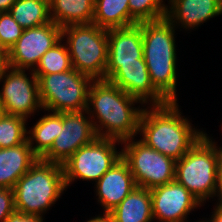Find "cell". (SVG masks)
I'll return each instance as SVG.
<instances>
[{
	"label": "cell",
	"instance_id": "cell-1",
	"mask_svg": "<svg viewBox=\"0 0 222 222\" xmlns=\"http://www.w3.org/2000/svg\"><path fill=\"white\" fill-rule=\"evenodd\" d=\"M135 103L141 102L110 81L93 80L88 92L87 111L97 136L121 142L137 136L143 109L133 107Z\"/></svg>",
	"mask_w": 222,
	"mask_h": 222
},
{
	"label": "cell",
	"instance_id": "cell-2",
	"mask_svg": "<svg viewBox=\"0 0 222 222\" xmlns=\"http://www.w3.org/2000/svg\"><path fill=\"white\" fill-rule=\"evenodd\" d=\"M178 106L177 101H168L163 105H153L149 110L145 108L139 121L141 141L175 161L180 160L205 134L181 116Z\"/></svg>",
	"mask_w": 222,
	"mask_h": 222
},
{
	"label": "cell",
	"instance_id": "cell-3",
	"mask_svg": "<svg viewBox=\"0 0 222 222\" xmlns=\"http://www.w3.org/2000/svg\"><path fill=\"white\" fill-rule=\"evenodd\" d=\"M175 27L165 17L142 22L143 58L154 88L167 100L177 101Z\"/></svg>",
	"mask_w": 222,
	"mask_h": 222
},
{
	"label": "cell",
	"instance_id": "cell-4",
	"mask_svg": "<svg viewBox=\"0 0 222 222\" xmlns=\"http://www.w3.org/2000/svg\"><path fill=\"white\" fill-rule=\"evenodd\" d=\"M66 188L63 166L38 158L13 187L15 210L42 216Z\"/></svg>",
	"mask_w": 222,
	"mask_h": 222
},
{
	"label": "cell",
	"instance_id": "cell-5",
	"mask_svg": "<svg viewBox=\"0 0 222 222\" xmlns=\"http://www.w3.org/2000/svg\"><path fill=\"white\" fill-rule=\"evenodd\" d=\"M219 148L205 133L175 165V181L185 186L200 202L219 195ZM217 193V195H216Z\"/></svg>",
	"mask_w": 222,
	"mask_h": 222
},
{
	"label": "cell",
	"instance_id": "cell-6",
	"mask_svg": "<svg viewBox=\"0 0 222 222\" xmlns=\"http://www.w3.org/2000/svg\"><path fill=\"white\" fill-rule=\"evenodd\" d=\"M64 38H67L72 68L93 80H105L108 61L107 29L93 23L69 25L62 28V39Z\"/></svg>",
	"mask_w": 222,
	"mask_h": 222
},
{
	"label": "cell",
	"instance_id": "cell-7",
	"mask_svg": "<svg viewBox=\"0 0 222 222\" xmlns=\"http://www.w3.org/2000/svg\"><path fill=\"white\" fill-rule=\"evenodd\" d=\"M38 80L42 109L48 112H81L87 110L91 77L74 68L69 71L35 75Z\"/></svg>",
	"mask_w": 222,
	"mask_h": 222
},
{
	"label": "cell",
	"instance_id": "cell-8",
	"mask_svg": "<svg viewBox=\"0 0 222 222\" xmlns=\"http://www.w3.org/2000/svg\"><path fill=\"white\" fill-rule=\"evenodd\" d=\"M121 144H124L122 158L127 162L137 186L152 189L174 181V159L148 147L140 139L134 141V137Z\"/></svg>",
	"mask_w": 222,
	"mask_h": 222
},
{
	"label": "cell",
	"instance_id": "cell-9",
	"mask_svg": "<svg viewBox=\"0 0 222 222\" xmlns=\"http://www.w3.org/2000/svg\"><path fill=\"white\" fill-rule=\"evenodd\" d=\"M117 142L122 143L97 137L92 143L80 147L62 164L66 187L75 179L96 183L122 157V152L117 151Z\"/></svg>",
	"mask_w": 222,
	"mask_h": 222
},
{
	"label": "cell",
	"instance_id": "cell-10",
	"mask_svg": "<svg viewBox=\"0 0 222 222\" xmlns=\"http://www.w3.org/2000/svg\"><path fill=\"white\" fill-rule=\"evenodd\" d=\"M87 110L59 113V133L51 149L41 158L63 164L80 147L92 143L98 136Z\"/></svg>",
	"mask_w": 222,
	"mask_h": 222
},
{
	"label": "cell",
	"instance_id": "cell-11",
	"mask_svg": "<svg viewBox=\"0 0 222 222\" xmlns=\"http://www.w3.org/2000/svg\"><path fill=\"white\" fill-rule=\"evenodd\" d=\"M30 73L31 79L27 77L24 69L10 68L1 79L4 82L3 88L0 90V97L5 114L27 120L34 112L42 109L38 80L33 70Z\"/></svg>",
	"mask_w": 222,
	"mask_h": 222
},
{
	"label": "cell",
	"instance_id": "cell-12",
	"mask_svg": "<svg viewBox=\"0 0 222 222\" xmlns=\"http://www.w3.org/2000/svg\"><path fill=\"white\" fill-rule=\"evenodd\" d=\"M61 39L62 28L53 21L24 29L21 37L8 50L10 67L34 70L43 54Z\"/></svg>",
	"mask_w": 222,
	"mask_h": 222
},
{
	"label": "cell",
	"instance_id": "cell-13",
	"mask_svg": "<svg viewBox=\"0 0 222 222\" xmlns=\"http://www.w3.org/2000/svg\"><path fill=\"white\" fill-rule=\"evenodd\" d=\"M150 193L153 219L159 222H185L193 209L202 206L185 186L175 180L150 189Z\"/></svg>",
	"mask_w": 222,
	"mask_h": 222
},
{
	"label": "cell",
	"instance_id": "cell-14",
	"mask_svg": "<svg viewBox=\"0 0 222 222\" xmlns=\"http://www.w3.org/2000/svg\"><path fill=\"white\" fill-rule=\"evenodd\" d=\"M108 61L107 80L122 64L145 63L143 58L142 23L107 30Z\"/></svg>",
	"mask_w": 222,
	"mask_h": 222
},
{
	"label": "cell",
	"instance_id": "cell-15",
	"mask_svg": "<svg viewBox=\"0 0 222 222\" xmlns=\"http://www.w3.org/2000/svg\"><path fill=\"white\" fill-rule=\"evenodd\" d=\"M107 80L141 104L150 101L153 106L168 102L152 85L146 63L122 64Z\"/></svg>",
	"mask_w": 222,
	"mask_h": 222
},
{
	"label": "cell",
	"instance_id": "cell-16",
	"mask_svg": "<svg viewBox=\"0 0 222 222\" xmlns=\"http://www.w3.org/2000/svg\"><path fill=\"white\" fill-rule=\"evenodd\" d=\"M136 182L127 162L121 157L96 182V196L103 207L104 213H109L136 188Z\"/></svg>",
	"mask_w": 222,
	"mask_h": 222
},
{
	"label": "cell",
	"instance_id": "cell-17",
	"mask_svg": "<svg viewBox=\"0 0 222 222\" xmlns=\"http://www.w3.org/2000/svg\"><path fill=\"white\" fill-rule=\"evenodd\" d=\"M166 18L185 29L200 26L210 18L222 14V0H169Z\"/></svg>",
	"mask_w": 222,
	"mask_h": 222
},
{
	"label": "cell",
	"instance_id": "cell-18",
	"mask_svg": "<svg viewBox=\"0 0 222 222\" xmlns=\"http://www.w3.org/2000/svg\"><path fill=\"white\" fill-rule=\"evenodd\" d=\"M37 160L27 140L14 147L0 148V188L13 189Z\"/></svg>",
	"mask_w": 222,
	"mask_h": 222
},
{
	"label": "cell",
	"instance_id": "cell-19",
	"mask_svg": "<svg viewBox=\"0 0 222 222\" xmlns=\"http://www.w3.org/2000/svg\"><path fill=\"white\" fill-rule=\"evenodd\" d=\"M109 214L113 222H152L150 189L137 186Z\"/></svg>",
	"mask_w": 222,
	"mask_h": 222
},
{
	"label": "cell",
	"instance_id": "cell-20",
	"mask_svg": "<svg viewBox=\"0 0 222 222\" xmlns=\"http://www.w3.org/2000/svg\"><path fill=\"white\" fill-rule=\"evenodd\" d=\"M95 0H50V18L61 28L69 25L91 24Z\"/></svg>",
	"mask_w": 222,
	"mask_h": 222
},
{
	"label": "cell",
	"instance_id": "cell-21",
	"mask_svg": "<svg viewBox=\"0 0 222 222\" xmlns=\"http://www.w3.org/2000/svg\"><path fill=\"white\" fill-rule=\"evenodd\" d=\"M129 0H95L93 24L100 28H124L131 26Z\"/></svg>",
	"mask_w": 222,
	"mask_h": 222
},
{
	"label": "cell",
	"instance_id": "cell-22",
	"mask_svg": "<svg viewBox=\"0 0 222 222\" xmlns=\"http://www.w3.org/2000/svg\"><path fill=\"white\" fill-rule=\"evenodd\" d=\"M59 133V113L50 112L40 118L32 129L27 131V141L33 153L42 158L52 147ZM34 143L36 145H34Z\"/></svg>",
	"mask_w": 222,
	"mask_h": 222
},
{
	"label": "cell",
	"instance_id": "cell-23",
	"mask_svg": "<svg viewBox=\"0 0 222 222\" xmlns=\"http://www.w3.org/2000/svg\"><path fill=\"white\" fill-rule=\"evenodd\" d=\"M9 12L23 29L51 22L49 0H17Z\"/></svg>",
	"mask_w": 222,
	"mask_h": 222
},
{
	"label": "cell",
	"instance_id": "cell-24",
	"mask_svg": "<svg viewBox=\"0 0 222 222\" xmlns=\"http://www.w3.org/2000/svg\"><path fill=\"white\" fill-rule=\"evenodd\" d=\"M62 40L43 54L38 65L33 70L35 75L56 74L72 69L67 45L61 44Z\"/></svg>",
	"mask_w": 222,
	"mask_h": 222
},
{
	"label": "cell",
	"instance_id": "cell-25",
	"mask_svg": "<svg viewBox=\"0 0 222 222\" xmlns=\"http://www.w3.org/2000/svg\"><path fill=\"white\" fill-rule=\"evenodd\" d=\"M27 120L10 114L0 117V148L20 145L27 140Z\"/></svg>",
	"mask_w": 222,
	"mask_h": 222
},
{
	"label": "cell",
	"instance_id": "cell-26",
	"mask_svg": "<svg viewBox=\"0 0 222 222\" xmlns=\"http://www.w3.org/2000/svg\"><path fill=\"white\" fill-rule=\"evenodd\" d=\"M131 26L149 21H156L166 17L167 7L163 0H129Z\"/></svg>",
	"mask_w": 222,
	"mask_h": 222
},
{
	"label": "cell",
	"instance_id": "cell-27",
	"mask_svg": "<svg viewBox=\"0 0 222 222\" xmlns=\"http://www.w3.org/2000/svg\"><path fill=\"white\" fill-rule=\"evenodd\" d=\"M23 30L9 11L0 12V48L9 50L21 37Z\"/></svg>",
	"mask_w": 222,
	"mask_h": 222
},
{
	"label": "cell",
	"instance_id": "cell-28",
	"mask_svg": "<svg viewBox=\"0 0 222 222\" xmlns=\"http://www.w3.org/2000/svg\"><path fill=\"white\" fill-rule=\"evenodd\" d=\"M15 210L13 189L0 188V222Z\"/></svg>",
	"mask_w": 222,
	"mask_h": 222
},
{
	"label": "cell",
	"instance_id": "cell-29",
	"mask_svg": "<svg viewBox=\"0 0 222 222\" xmlns=\"http://www.w3.org/2000/svg\"><path fill=\"white\" fill-rule=\"evenodd\" d=\"M4 222H43V217L36 214H25L14 210Z\"/></svg>",
	"mask_w": 222,
	"mask_h": 222
},
{
	"label": "cell",
	"instance_id": "cell-30",
	"mask_svg": "<svg viewBox=\"0 0 222 222\" xmlns=\"http://www.w3.org/2000/svg\"><path fill=\"white\" fill-rule=\"evenodd\" d=\"M10 68L9 52L6 49L0 48V82Z\"/></svg>",
	"mask_w": 222,
	"mask_h": 222
},
{
	"label": "cell",
	"instance_id": "cell-31",
	"mask_svg": "<svg viewBox=\"0 0 222 222\" xmlns=\"http://www.w3.org/2000/svg\"><path fill=\"white\" fill-rule=\"evenodd\" d=\"M218 188H219V193H222V147H219Z\"/></svg>",
	"mask_w": 222,
	"mask_h": 222
},
{
	"label": "cell",
	"instance_id": "cell-32",
	"mask_svg": "<svg viewBox=\"0 0 222 222\" xmlns=\"http://www.w3.org/2000/svg\"><path fill=\"white\" fill-rule=\"evenodd\" d=\"M87 222H113V219L109 213H103V216L98 215Z\"/></svg>",
	"mask_w": 222,
	"mask_h": 222
},
{
	"label": "cell",
	"instance_id": "cell-33",
	"mask_svg": "<svg viewBox=\"0 0 222 222\" xmlns=\"http://www.w3.org/2000/svg\"><path fill=\"white\" fill-rule=\"evenodd\" d=\"M17 0H0V12H7Z\"/></svg>",
	"mask_w": 222,
	"mask_h": 222
},
{
	"label": "cell",
	"instance_id": "cell-34",
	"mask_svg": "<svg viewBox=\"0 0 222 222\" xmlns=\"http://www.w3.org/2000/svg\"><path fill=\"white\" fill-rule=\"evenodd\" d=\"M211 219L207 222H222V212L215 206Z\"/></svg>",
	"mask_w": 222,
	"mask_h": 222
},
{
	"label": "cell",
	"instance_id": "cell-35",
	"mask_svg": "<svg viewBox=\"0 0 222 222\" xmlns=\"http://www.w3.org/2000/svg\"><path fill=\"white\" fill-rule=\"evenodd\" d=\"M218 198V203H217V208L222 212V193H219V195L217 196Z\"/></svg>",
	"mask_w": 222,
	"mask_h": 222
},
{
	"label": "cell",
	"instance_id": "cell-36",
	"mask_svg": "<svg viewBox=\"0 0 222 222\" xmlns=\"http://www.w3.org/2000/svg\"><path fill=\"white\" fill-rule=\"evenodd\" d=\"M5 114L2 99L0 97V117H2Z\"/></svg>",
	"mask_w": 222,
	"mask_h": 222
}]
</instances>
